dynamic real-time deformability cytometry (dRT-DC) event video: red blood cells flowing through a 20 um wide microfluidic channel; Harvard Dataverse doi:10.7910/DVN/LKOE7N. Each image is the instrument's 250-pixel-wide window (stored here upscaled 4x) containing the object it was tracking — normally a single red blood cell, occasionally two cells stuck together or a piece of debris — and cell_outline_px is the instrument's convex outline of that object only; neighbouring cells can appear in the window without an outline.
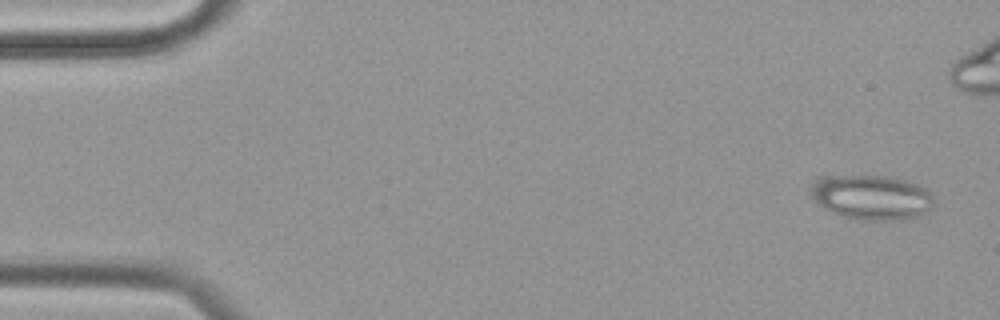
{"species": "common noctule bat (a hibernating species)", "species_latin": "Nyctalus noctula", "temperature_condition": "cold", "stored_images_in_passage": 10, "camera_frame_rate_fps": 3000, "um_per_image_px": 0.085, "animal": {"sex": "female", "body_mass_g": 19.9}, "frame": {"image": 1, "passage_image": 2, "time_ms": 0.333, "image_size_px": [1000, 320], "cell_outline_px": [[932, 208], [920, 216], [908, 220], [860, 220], [844, 216], [812, 200], [808, 196], [808, 188], [816, 176], [884, 176], [904, 180], [916, 184], [932, 192]], "centroid_in_image_um": [74.05, 16.76], "position_along_channel_um": 11.0, "area_um2": 32.37}}